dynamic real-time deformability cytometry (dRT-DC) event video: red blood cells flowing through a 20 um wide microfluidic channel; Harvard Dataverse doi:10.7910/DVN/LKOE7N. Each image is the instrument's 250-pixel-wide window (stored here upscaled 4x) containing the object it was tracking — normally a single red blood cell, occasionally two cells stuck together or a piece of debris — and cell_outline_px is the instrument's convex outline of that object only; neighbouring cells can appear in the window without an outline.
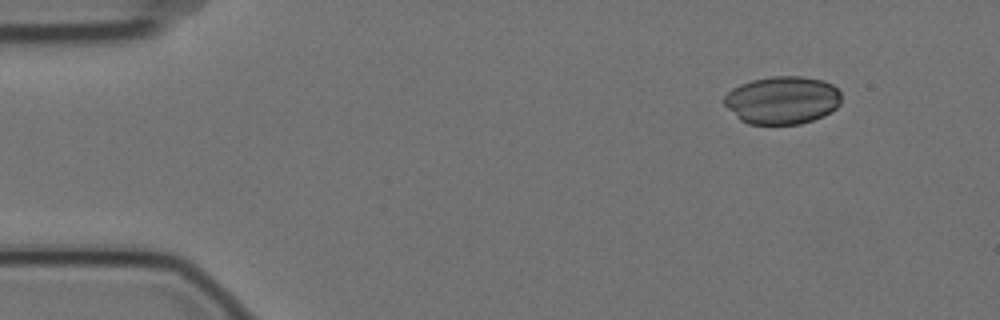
{"species": "Egyptian fruit bat (a non-hibernating species)", "species_latin": "Rousettus aegyptiacus", "temperature_condition": "cold", "stored_images_in_passage": 4, "camera_frame_rate_fps": 3000, "um_per_image_px": 0.085, "animal": {"sex": "female"}, "frame": {"image": 1, "passage_image": 1, "time_ms": 0.0, "image_size_px": [1000, 320], "cell_outline_px": [[840, 104], [836, 108], [824, 116], [800, 124], [748, 124], [740, 120], [724, 104], [724, 96], [732, 88], [740, 84], [752, 80], [772, 76], [804, 76], [824, 80], [832, 84], [840, 92]], "centroid_in_image_um": [66.5, 8.5], "position_along_channel_um": 18.5, "area_um2": 32.83}}